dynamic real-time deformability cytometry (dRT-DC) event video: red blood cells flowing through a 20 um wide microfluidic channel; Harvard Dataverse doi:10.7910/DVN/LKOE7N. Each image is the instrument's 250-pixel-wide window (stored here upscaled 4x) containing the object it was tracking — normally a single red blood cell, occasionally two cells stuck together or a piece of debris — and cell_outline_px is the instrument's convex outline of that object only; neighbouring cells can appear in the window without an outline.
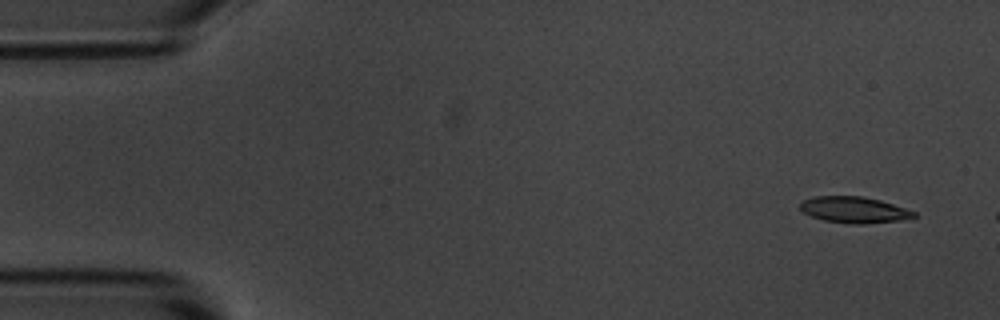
{"species": "common noctule bat (a hibernating species)", "species_latin": "Nyctalus noctula", "temperature_condition": "room temperature", "stored_images_in_passage": 4, "camera_frame_rate_fps": 3000, "um_per_image_px": 0.085, "animal": {"sex": "male", "body_mass_g": 20.1, "forearm_length_mm": 53.5}, "frame": {"image": 1, "passage_image": 1, "time_ms": 0.0, "image_size_px": [1000, 320], "cell_outline_px": [[916, 216], [900, 220], [864, 224], [852, 224], [824, 220], [812, 216], [804, 212], [800, 208], [800, 204], [804, 200], [816, 196], [864, 196], [880, 200], [916, 212]], "centroid_in_image_um": [72.6, 17.83], "position_along_channel_um": 12.4, "area_um2": 17.17}}